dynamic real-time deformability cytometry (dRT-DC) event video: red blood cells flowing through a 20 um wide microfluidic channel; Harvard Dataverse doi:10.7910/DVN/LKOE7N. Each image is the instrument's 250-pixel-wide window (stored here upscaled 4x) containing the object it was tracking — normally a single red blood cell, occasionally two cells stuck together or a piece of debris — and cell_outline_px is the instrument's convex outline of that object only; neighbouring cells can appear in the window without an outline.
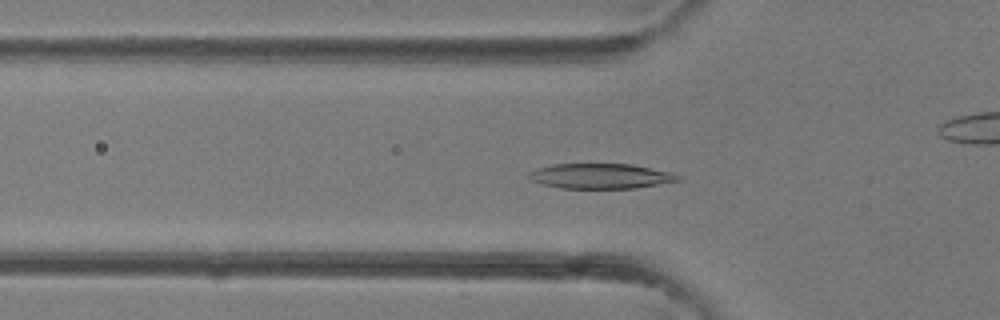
{"species": "common noctule bat (a hibernating species)", "species_latin": "Nyctalus noctula", "temperature_condition": "room temperature", "stored_images_in_passage": 40, "camera_frame_rate_fps": 3000, "um_per_image_px": 0.085, "animal": {"sex": "female"}, "frame": {"image": 1, "passage_image": 13, "time_ms": 4.0, "image_size_px": [1000, 320], "cell_outline_px": [[684, 180], [636, 188], [560, 188], [544, 184], [532, 180], [524, 176], [528, 172], [536, 168], [552, 164], [632, 164], [672, 172], [680, 176]], "centroid_in_image_um": [51.06, 14.96], "position_along_channel_um": 74.7, "area_um2": 22.02}}
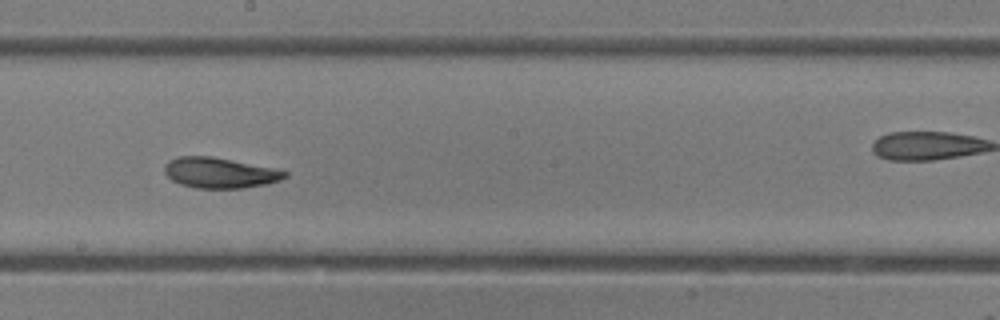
{"frame": {"image": 2, "passage_image": 22, "time_ms": 7.0, "image_size_px": [1000, 320], "cell_outline_px": [[288, 176], [280, 180], [268, 184], [244, 188], [196, 188], [180, 184], [172, 180], [164, 172], [164, 164], [168, 160], [176, 156], [212, 156], [272, 168], [288, 172]], "centroid_in_image_um": [18.65, 14.69], "position_along_channel_um": 229.6, "area_um2": 21.44}}
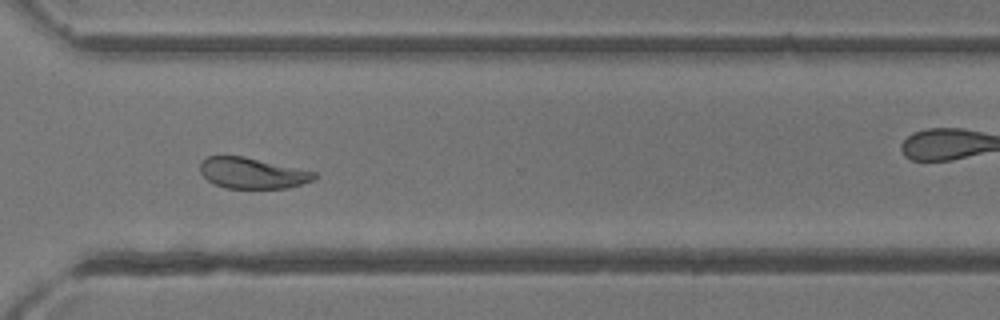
{"frame": {"image": 3, "passage_image": 29, "time_ms": 9.333, "image_size_px": [1000, 320], "cell_outline_px": [[316, 176], [312, 180], [288, 188], [224, 188], [208, 180], [200, 172], [200, 160], [208, 156], [244, 156], [316, 172]], "centroid_in_image_um": [21.41, 14.71], "position_along_channel_um": 349.2, "area_um2": 20.4}}